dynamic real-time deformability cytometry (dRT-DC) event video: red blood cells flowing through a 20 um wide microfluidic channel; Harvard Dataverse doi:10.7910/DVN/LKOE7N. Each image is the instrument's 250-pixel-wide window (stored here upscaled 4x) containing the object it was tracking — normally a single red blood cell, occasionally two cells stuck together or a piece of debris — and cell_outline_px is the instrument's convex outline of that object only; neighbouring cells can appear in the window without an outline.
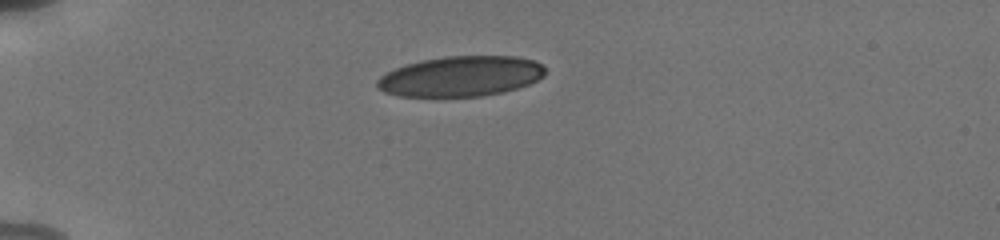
{"species": "human", "species_latin": "Homo sapiens", "temperature_condition": "cold", "stored_images_in_passage": 40, "camera_frame_rate_fps": 3000, "um_per_image_px": 0.085, "donor": {"sex": "male"}, "frame": {"image": 1, "passage_image": 1, "time_ms": 0.0, "image_size_px": [1000, 240], "cell_outline_px": [[544, 76], [528, 84], [504, 92], [480, 96], [400, 96], [384, 92], [376, 88], [376, 80], [380, 76], [404, 64], [444, 56], [516, 56], [532, 60], [540, 64], [544, 68]], "centroid_in_image_um": [39.13, 6.48], "position_along_channel_um": 45.9, "area_um2": 39.3}}
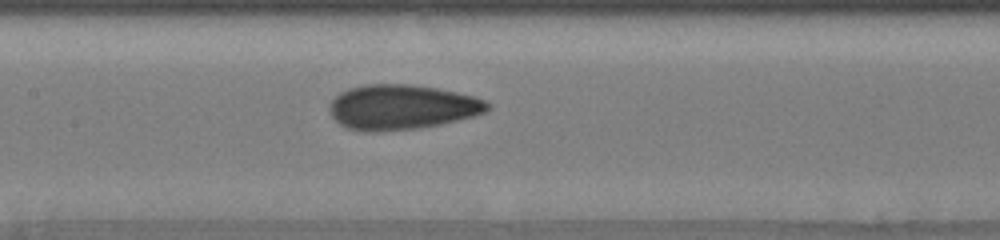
{"frame": {"image": 2, "passage_image": 14, "time_ms": 4.333, "image_size_px": [1000, 240], "cell_outline_px": [[488, 108], [484, 112], [472, 116], [440, 124], [420, 128], [380, 132], [364, 132], [348, 128], [340, 124], [332, 116], [328, 108], [332, 100], [340, 92], [348, 88], [364, 84], [412, 84], [436, 88], [476, 96], [484, 100], [488, 104]], "centroid_in_image_um": [34.1, 9.1], "position_along_channel_um": 173.3, "area_um2": 41.38}}
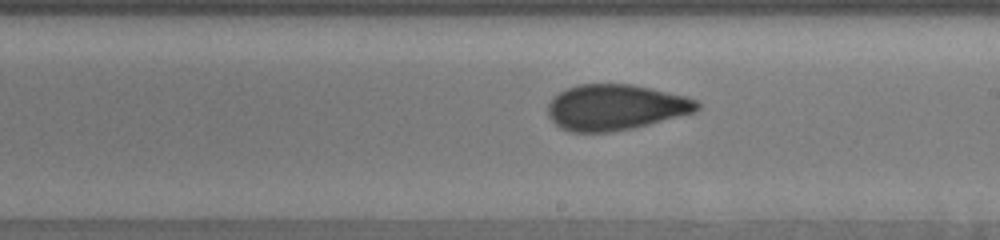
{"frame": {"image": 3, "passage_image": 19, "time_ms": 6.0, "image_size_px": [1000, 240], "cell_outline_px": [[700, 108], [696, 112], [632, 128], [612, 132], [572, 132], [560, 128], [548, 116], [548, 104], [552, 96], [568, 88], [580, 84], [632, 84], [684, 96], [696, 100], [700, 104]], "centroid_in_image_um": [52.29, 9.12], "position_along_channel_um": 236.7, "area_um2": 39.65}, "authors_computed_cell_mechanics": {"area_um2": 39.593, "velocity_mm_per_s": 3.8348, "shape_relaxation_time_tau1_ms": null, "shape_relaxation_time_tau2_ms": 1.3109, "deformation_change_tau1": null, "deformation_change_tau2": 0.081}}